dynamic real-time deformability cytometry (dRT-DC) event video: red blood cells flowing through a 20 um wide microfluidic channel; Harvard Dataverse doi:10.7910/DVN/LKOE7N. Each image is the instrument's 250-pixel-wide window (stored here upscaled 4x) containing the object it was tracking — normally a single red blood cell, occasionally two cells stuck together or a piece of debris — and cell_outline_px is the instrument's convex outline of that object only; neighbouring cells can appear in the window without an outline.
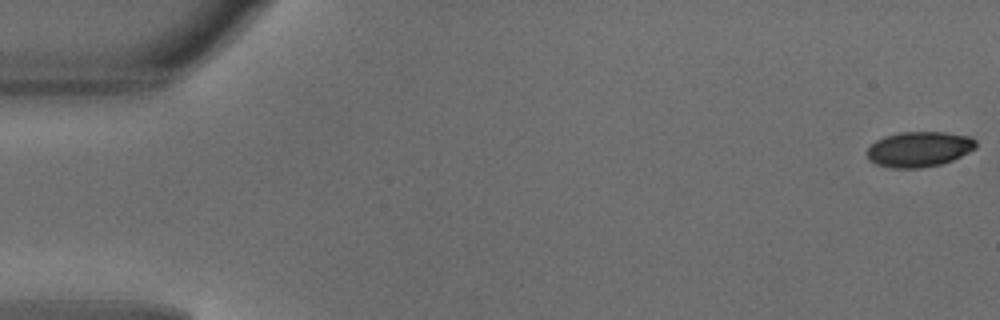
{"species": "common noctule bat (a hibernating species)", "species_latin": "Nyctalus noctula", "temperature_condition": "warm", "stored_images_in_passage": 49, "camera_frame_rate_fps": 3000, "um_per_image_px": 0.085, "animal": {"sex": "male", "body_mass_g": 18.8}, "frame": {"image": 1, "passage_image": 1, "time_ms": 0.0, "image_size_px": [1000, 320], "cell_outline_px": [[976, 148], [952, 160], [940, 164], [920, 168], [892, 168], [876, 164], [868, 160], [868, 148], [876, 140], [884, 136], [900, 132], [944, 132], [972, 136], [976, 140]], "centroid_in_image_um": [78.13, 12.67], "position_along_channel_um": 6.9, "area_um2": 22.43}}
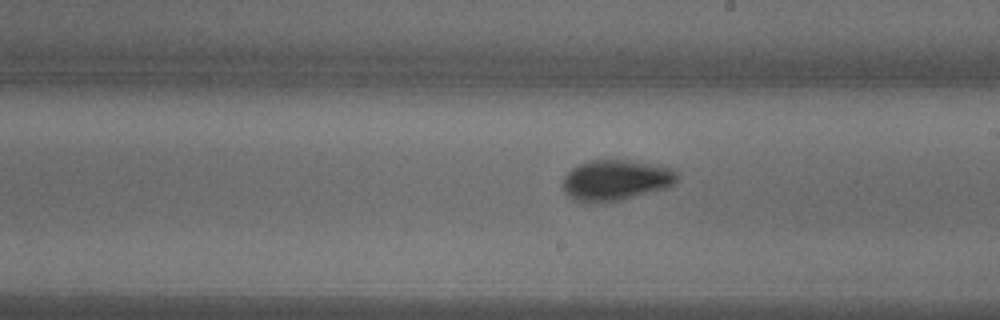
{"frame": {"image": 2, "passage_image": 28, "time_ms": 9.0, "image_size_px": [1000, 320], "cell_outline_px": [[680, 176], [668, 188], [620, 200], [588, 204], [576, 200], [564, 192], [564, 176], [572, 168], [588, 160], [636, 160], [672, 168]], "centroid_in_image_um": [52.36, 15.31], "position_along_channel_um": 236.6, "area_um2": 27.28}}
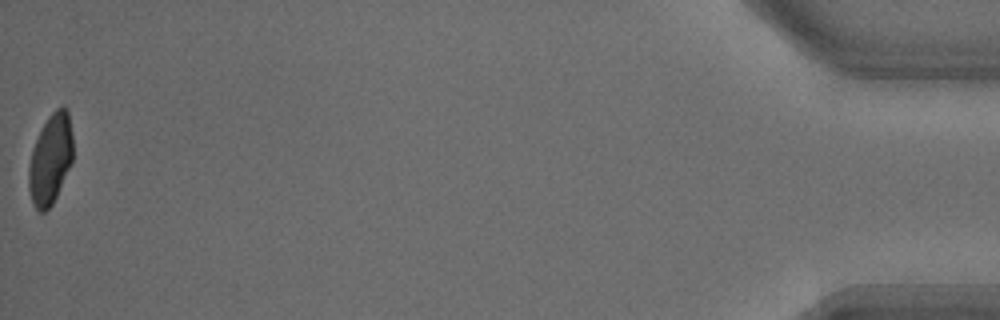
{"frame": {"image": 3, "passage_image": 49, "time_ms": 16.0, "image_size_px": [1000, 320], "cell_outline_px": [[72, 164], [52, 204], [44, 212], [40, 212], [32, 204], [28, 188], [28, 168], [32, 148], [48, 116], [56, 108], [64, 104], [68, 108], [72, 136]], "centroid_in_image_um": [4.29, 13.52], "position_along_channel_um": 430.9, "area_um2": 23.41}, "authors_computed_cell_mechanics": {"area_um2": 24.7384, "velocity_mm_per_s": 4.1515, "shape_relaxation_time_tau1_ms": 2.1679, "shape_relaxation_time_tau2_ms": null, "deformation_change_tau1": 0.1198, "deformation_change_tau2": null}}